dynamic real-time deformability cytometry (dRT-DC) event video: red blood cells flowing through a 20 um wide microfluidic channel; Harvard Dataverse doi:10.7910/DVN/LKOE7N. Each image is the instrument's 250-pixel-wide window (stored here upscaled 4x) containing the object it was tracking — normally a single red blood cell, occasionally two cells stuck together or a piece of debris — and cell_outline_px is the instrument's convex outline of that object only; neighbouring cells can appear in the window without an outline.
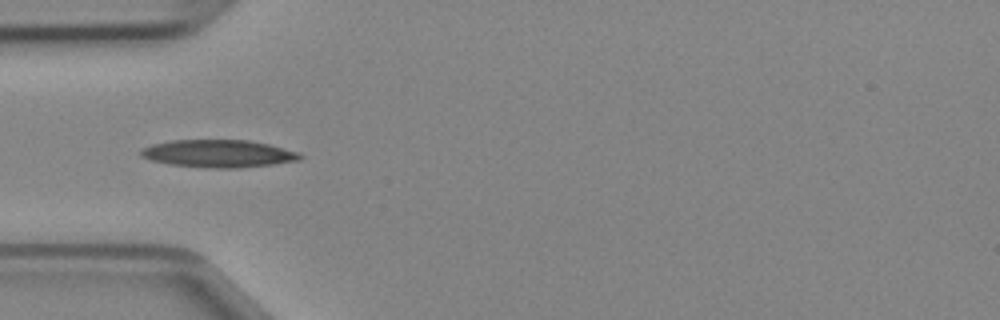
{"species": "Egyptian fruit bat (a non-hibernating species)", "species_latin": "Rousettus aegyptiacus", "temperature_condition": "cold", "stored_images_in_passage": 33, "camera_frame_rate_fps": 3000, "um_per_image_px": 0.085, "animal": {"sex": "female"}, "frame": {"image": 1, "passage_image": 1, "time_ms": 0.0, "image_size_px": [1000, 320], "cell_outline_px": [[304, 156], [300, 160], [272, 164], [240, 168], [208, 168], [168, 164], [152, 160], [140, 156], [140, 148], [152, 144], [172, 140], [248, 140], [268, 144], [300, 152]], "centroid_in_image_um": [18.56, 13.05], "position_along_channel_um": 66.4, "area_um2": 25.72}}
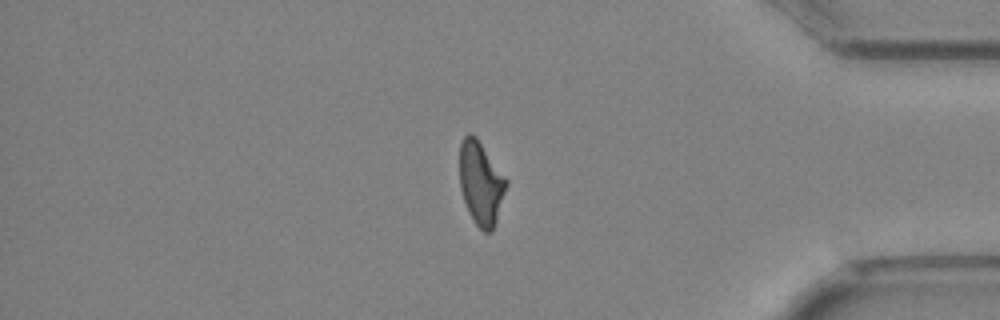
{"frame": {"image": 2, "passage_image": 26, "time_ms": 8.333, "image_size_px": [1000, 320], "cell_outline_px": [[508, 184], [492, 232], [484, 232], [472, 220], [468, 212], [460, 188], [460, 144], [464, 136], [468, 132], [472, 132], [476, 136], [508, 180]], "centroid_in_image_um": [40.87, 15.55], "position_along_channel_um": 394.3, "area_um2": 22.72}}
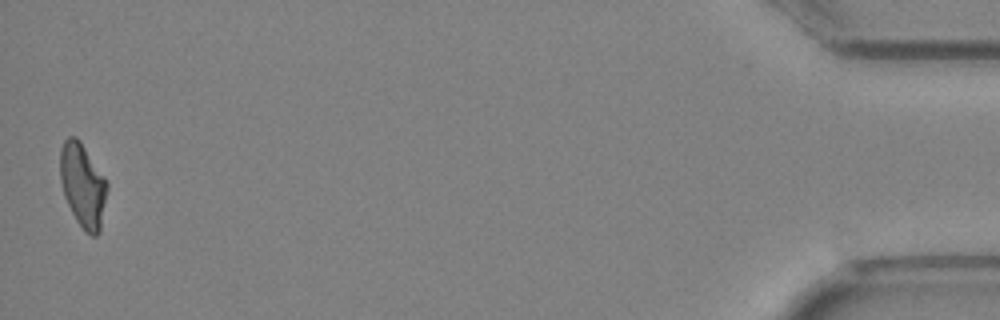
{"frame": {"image": 3, "passage_image": 33, "time_ms": 10.667, "image_size_px": [1000, 320], "cell_outline_px": [[108, 188], [100, 232], [96, 236], [92, 236], [84, 232], [76, 220], [64, 196], [60, 180], [60, 148], [64, 140], [68, 136], [76, 136], [80, 140], [104, 176], [108, 184]], "centroid_in_image_um": [7.04, 15.76], "position_along_channel_um": 428.2, "area_um2": 23.18}}